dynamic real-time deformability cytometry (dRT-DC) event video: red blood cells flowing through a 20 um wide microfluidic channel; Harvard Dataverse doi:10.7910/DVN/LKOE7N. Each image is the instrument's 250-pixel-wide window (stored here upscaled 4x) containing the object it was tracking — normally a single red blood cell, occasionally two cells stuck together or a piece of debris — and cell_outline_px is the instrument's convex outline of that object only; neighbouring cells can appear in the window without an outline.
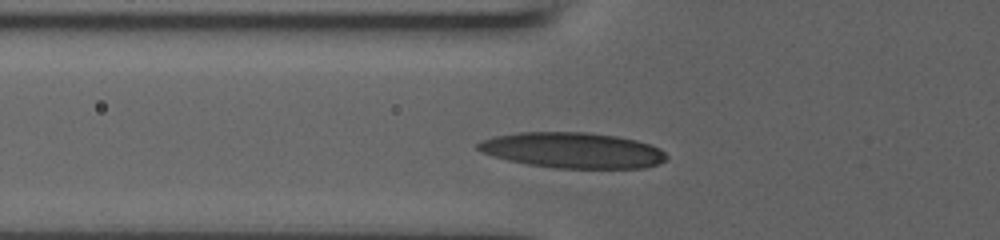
{"species": "human", "species_latin": "Homo sapiens", "temperature_condition": "room temperature", "stored_images_in_passage": 25, "camera_frame_rate_fps": 3000, "um_per_image_px": 0.085, "donor": {"sex": "male"}, "frame": {"image": 1, "passage_image": 5, "time_ms": 2.0, "image_size_px": [1000, 240], "cell_outline_px": [[668, 160], [660, 164], [644, 168], [556, 168], [528, 164], [508, 160], [492, 156], [480, 152], [476, 148], [476, 144], [480, 140], [492, 136], [520, 132], [588, 132], [616, 136], [636, 140], [660, 148], [668, 156]], "centroid_in_image_um": [48.66, 12.77], "position_along_channel_um": 77.1, "area_um2": 39.48}}
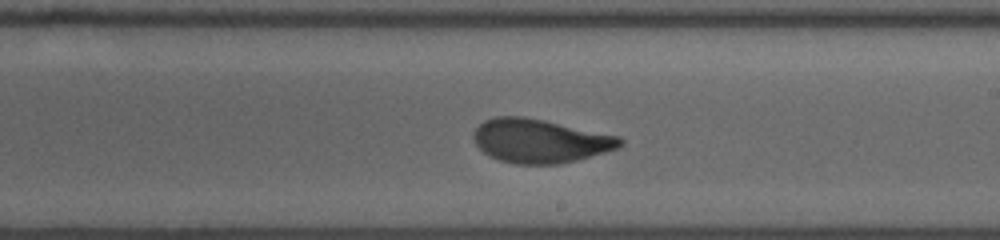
{"frame": {"image": 2, "passage_image": 15, "time_ms": 6.333, "image_size_px": [1000, 240], "cell_outline_px": [[624, 144], [616, 148], [604, 152], [576, 160], [560, 164], [516, 164], [500, 160], [484, 152], [476, 144], [472, 136], [476, 128], [484, 120], [496, 116], [524, 116], [544, 120], [620, 136], [624, 140]], "centroid_in_image_um": [45.9, 11.96], "position_along_channel_um": 243.1, "area_um2": 37.22}}
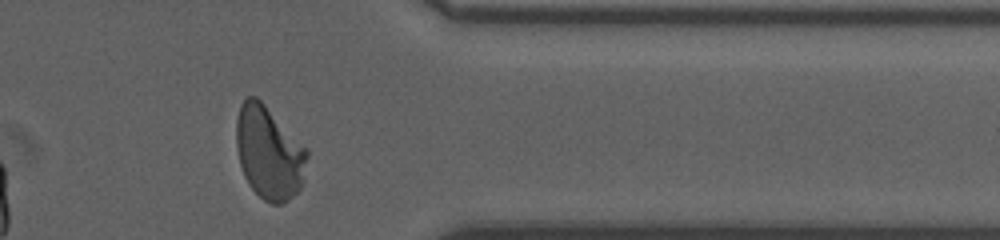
{"frame": {"image": 3, "passage_image": 24, "time_ms": 10.333, "image_size_px": [1000, 240], "cell_outline_px": [[308, 156], [304, 180], [300, 188], [284, 204], [272, 204], [264, 200], [248, 184], [244, 176], [240, 164], [236, 148], [236, 120], [240, 104], [248, 96], [256, 96], [308, 148]], "centroid_in_image_um": [22.87, 12.98], "position_along_channel_um": 388.5, "area_um2": 38.61}, "authors_computed_cell_mechanics": {"area_um2": 37.2232, "velocity_mm_per_s": 3.8248, "shape_relaxation_time_tau1_ms": 3.9668, "shape_relaxation_time_tau2_ms": 0.8576, "deformation_change_tau1": 0.1876, "deformation_change_tau2": 0.0718}}